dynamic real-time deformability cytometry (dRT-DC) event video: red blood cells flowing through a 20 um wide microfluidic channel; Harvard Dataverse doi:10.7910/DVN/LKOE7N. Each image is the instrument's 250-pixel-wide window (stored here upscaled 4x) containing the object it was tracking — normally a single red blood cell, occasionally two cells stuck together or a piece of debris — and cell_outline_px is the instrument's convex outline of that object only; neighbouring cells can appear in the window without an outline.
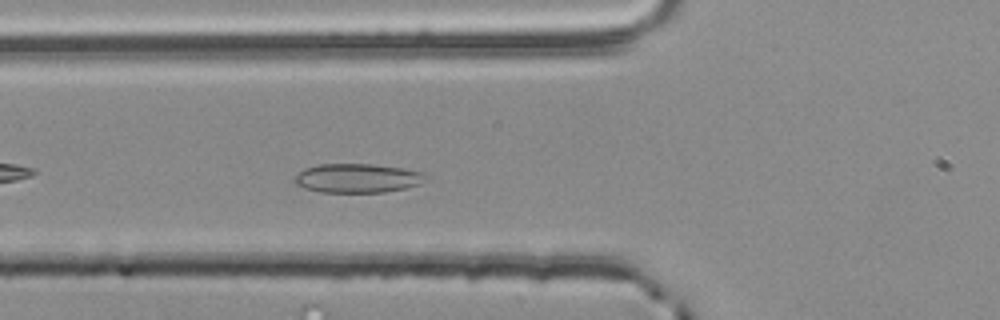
{"species": "common noctule bat (a hibernating species)", "species_latin": "Nyctalus noctula", "temperature_condition": "room temperature", "stored_images_in_passage": 41, "camera_frame_rate_fps": 3000, "um_per_image_px": 0.085, "animal": {"sex": "male", "body_mass_g": 20.4}, "frame": {"image": 1, "passage_image": 6, "time_ms": 1.667, "image_size_px": [1000, 320], "cell_outline_px": [[428, 176], [420, 184], [404, 188], [384, 192], [320, 192], [304, 188], [296, 184], [296, 176], [304, 168], [320, 164], [376, 164], [424, 172]], "centroid_in_image_um": [30.4, 15.14], "position_along_channel_um": 95.4, "area_um2": 22.08}}
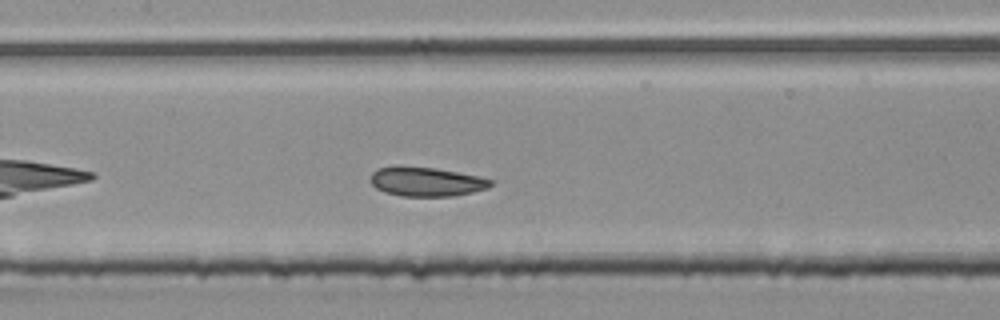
{"frame": {"image": 2, "passage_image": 12, "time_ms": 3.667, "image_size_px": [1000, 320], "cell_outline_px": [[492, 184], [488, 188], [472, 192], [452, 196], [400, 196], [384, 192], [376, 188], [372, 184], [372, 172], [380, 168], [436, 168], [480, 176], [492, 180]], "centroid_in_image_um": [36.3, 15.47], "position_along_channel_um": 171.1, "area_um2": 19.88}}
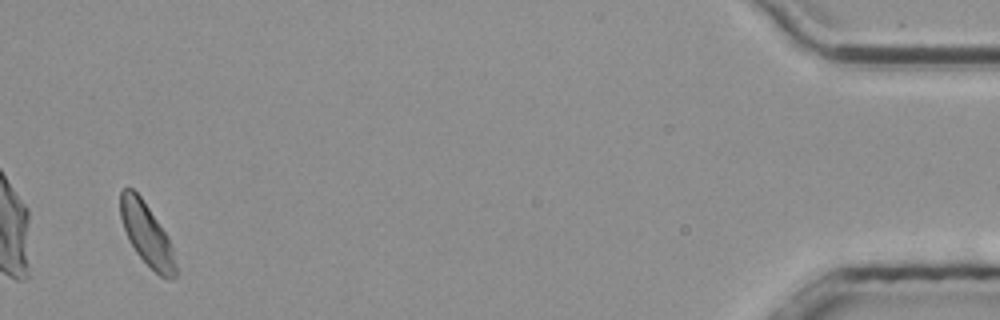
{"frame": {"image": 3, "passage_image": 39, "time_ms": 12.667, "image_size_px": [1000, 320], "cell_outline_px": [[176, 276], [172, 280], [168, 280], [160, 276], [136, 252], [128, 240], [120, 216], [120, 192], [124, 188], [132, 188], [140, 196], [168, 236], [172, 248], [176, 264]], "centroid_in_image_um": [12.47, 19.93], "position_along_channel_um": 422.7, "area_um2": 19.83}, "authors_computed_cell_mechanics": {"area_um2": 20.3456, "velocity_mm_per_s": 3.7658, "shape_relaxation_time_tau1_ms": 3.9245, "shape_relaxation_time_tau2_ms": null, "deformation_change_tau1": 0.0673, "deformation_change_tau2": null}}